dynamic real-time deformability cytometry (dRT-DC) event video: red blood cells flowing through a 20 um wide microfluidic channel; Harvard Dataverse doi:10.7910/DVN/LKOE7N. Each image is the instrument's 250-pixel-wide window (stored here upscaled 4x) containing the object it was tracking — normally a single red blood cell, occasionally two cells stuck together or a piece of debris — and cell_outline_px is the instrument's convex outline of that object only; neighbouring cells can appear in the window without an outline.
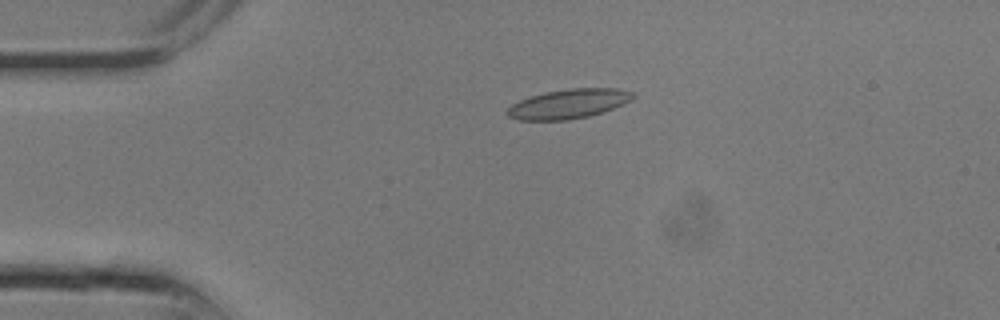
{"species": "common noctule bat (a hibernating species)", "species_latin": "Nyctalus noctula", "temperature_condition": "room temperature", "stored_images_in_passage": 8, "camera_frame_rate_fps": 3000, "um_per_image_px": 0.085, "animal": {"sex": "male", "body_mass_g": 13.3}, "frame": {"image": 1, "passage_image": 6, "time_ms": 1.667, "image_size_px": [1000, 320], "cell_outline_px": [[636, 96], [632, 100], [624, 104], [604, 112], [588, 116], [568, 120], [520, 120], [508, 116], [504, 112], [512, 104], [528, 96], [544, 92], [568, 88], [616, 88], [632, 92]], "centroid_in_image_um": [48.33, 8.82], "position_along_channel_um": 36.7, "area_um2": 21.79}}